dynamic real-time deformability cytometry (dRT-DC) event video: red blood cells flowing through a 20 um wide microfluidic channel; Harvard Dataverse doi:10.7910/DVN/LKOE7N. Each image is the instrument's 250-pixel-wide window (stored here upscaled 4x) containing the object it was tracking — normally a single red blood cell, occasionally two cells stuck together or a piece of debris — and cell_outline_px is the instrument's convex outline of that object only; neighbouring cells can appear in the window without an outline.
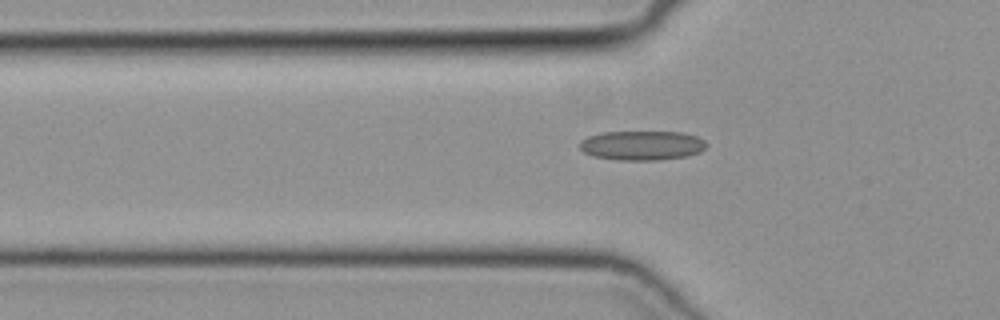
{"species": "common noctule bat (a hibernating species)", "species_latin": "Nyctalus noctula", "temperature_condition": "cold", "stored_images_in_passage": 9, "camera_frame_rate_fps": 3000, "um_per_image_px": 0.085, "animal": {"sex": "female", "body_mass_g": 19.3, "forearm_length_mm": 54.1}, "frame": {"image": 1, "passage_image": 8, "time_ms": 2.333, "image_size_px": [1000, 320], "cell_outline_px": [[708, 144], [700, 152], [688, 156], [656, 160], [620, 160], [592, 156], [584, 152], [580, 148], [580, 140], [588, 136], [600, 132], [684, 132], [696, 136], [704, 140]], "centroid_in_image_um": [54.57, 12.36], "position_along_channel_um": 71.2, "area_um2": 21.85}}